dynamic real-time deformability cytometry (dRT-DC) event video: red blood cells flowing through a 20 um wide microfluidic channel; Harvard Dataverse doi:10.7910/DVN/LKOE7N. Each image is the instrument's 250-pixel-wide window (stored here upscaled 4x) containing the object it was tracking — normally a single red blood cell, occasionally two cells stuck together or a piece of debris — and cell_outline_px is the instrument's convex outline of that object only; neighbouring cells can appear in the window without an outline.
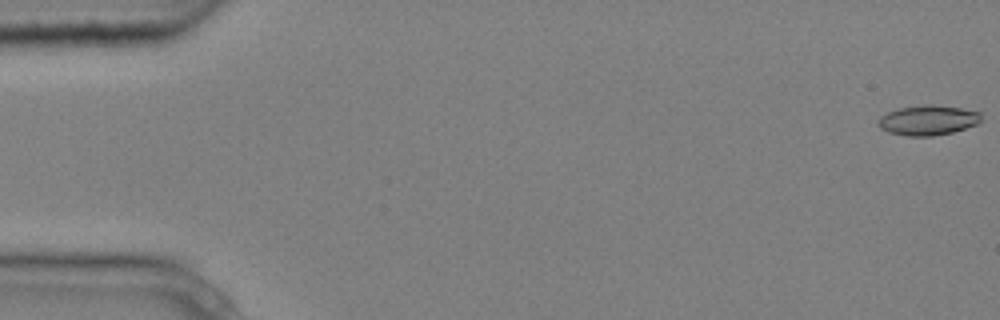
{"species": "common noctule bat (a hibernating species)", "species_latin": "Nyctalus noctula", "temperature_condition": "cold", "stored_images_in_passage": 5, "camera_frame_rate_fps": 3000, "um_per_image_px": 0.085, "animal": {"sex": "male", "body_mass_g": 20.4}, "frame": {"image": 1, "passage_image": 1, "time_ms": 0.0, "image_size_px": [1000, 320], "cell_outline_px": [[980, 120], [976, 124], [952, 132], [932, 136], [908, 136], [888, 132], [880, 128], [876, 124], [880, 116], [888, 112], [900, 108], [924, 104], [932, 104], [960, 108], [980, 112]], "centroid_in_image_um": [78.83, 10.21], "position_along_channel_um": 6.2, "area_um2": 17.86}}
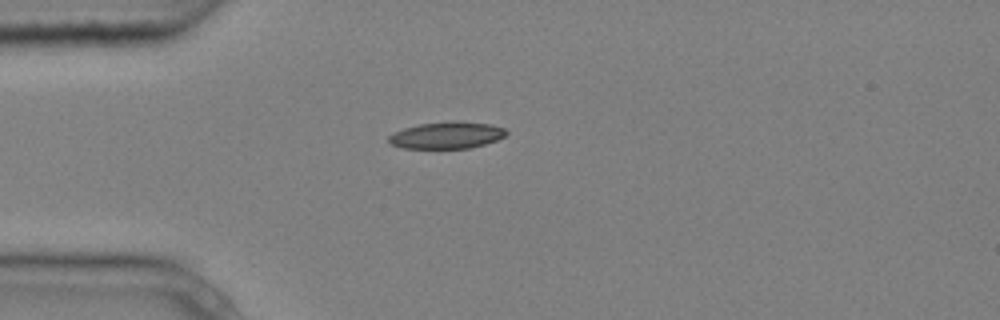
{"frame": {"image": 2, "passage_image": 5, "time_ms": 1.333, "image_size_px": [1000, 320], "cell_outline_px": [[508, 132], [504, 136], [496, 140], [484, 144], [468, 148], [400, 148], [388, 144], [388, 136], [392, 132], [404, 128], [420, 124], [452, 120], [456, 120], [492, 124], [504, 128]], "centroid_in_image_um": [37.93, 11.48], "position_along_channel_um": 47.1, "area_um2": 18.61}}